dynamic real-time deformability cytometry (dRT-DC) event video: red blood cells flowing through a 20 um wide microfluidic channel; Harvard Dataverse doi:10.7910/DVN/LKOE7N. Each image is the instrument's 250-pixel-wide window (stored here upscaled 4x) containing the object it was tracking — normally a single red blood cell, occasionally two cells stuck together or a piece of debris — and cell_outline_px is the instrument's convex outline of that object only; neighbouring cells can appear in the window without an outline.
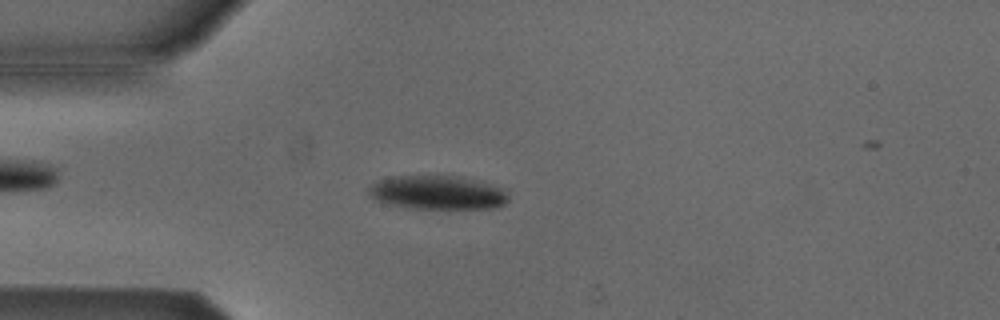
{"species": "Egyptian fruit bat (a non-hibernating species)", "species_latin": "Rousettus aegyptiacus", "temperature_condition": "cold", "stored_images_in_passage": 54, "camera_frame_rate_fps": 3000, "um_per_image_px": 0.085, "animal": {"sex": "male"}, "frame": {"image": 1, "passage_image": 14, "time_ms": 4.333, "image_size_px": [1000, 320], "cell_outline_px": [[508, 200], [504, 204], [496, 208], [408, 208], [376, 200], [368, 196], [368, 188], [372, 184], [380, 180], [392, 176], [460, 176], [484, 180], [508, 188]], "centroid_in_image_um": [37.29, 16.35], "position_along_channel_um": 47.7, "area_um2": 28.03}}
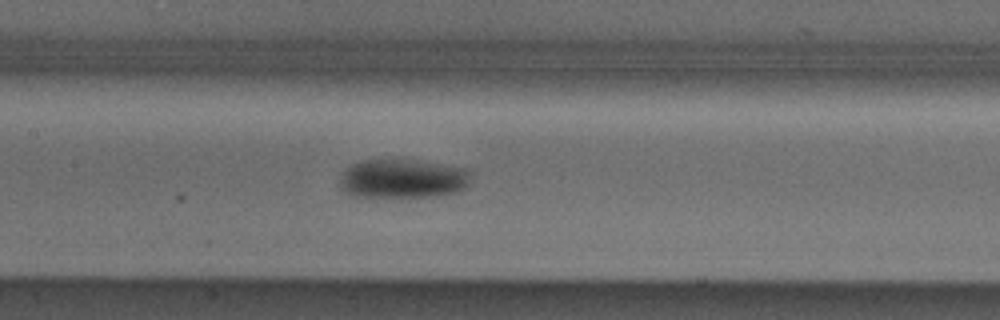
{"frame": {"image": 2, "passage_image": 25, "time_ms": 8.0, "image_size_px": [1000, 320], "cell_outline_px": [[472, 168], [468, 184], [464, 188], [456, 192], [432, 196], [348, 196], [340, 188], [340, 176], [352, 164], [364, 160], [408, 160]], "centroid_in_image_um": [34.24, 15.19], "position_along_channel_um": 173.2, "area_um2": 29.65}}
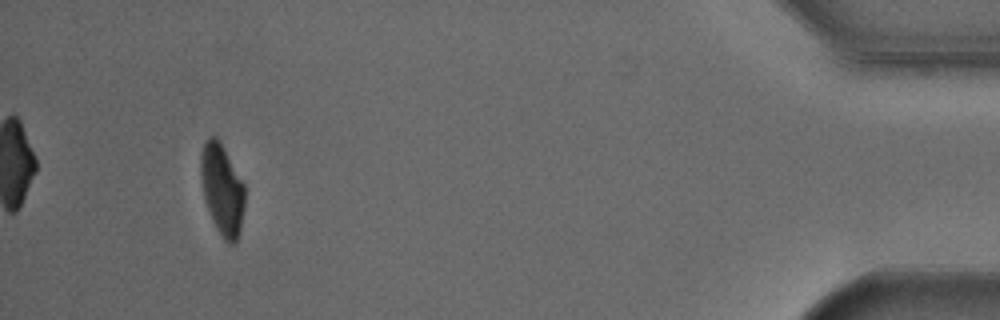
{"frame": {"image": 3, "passage_image": 50, "time_ms": 16.333, "image_size_px": [1000, 320], "cell_outline_px": [[244, 208], [240, 232], [236, 244], [228, 244], [224, 240], [216, 228], [212, 220], [204, 196], [200, 176], [200, 152], [208, 136], [216, 136], [220, 140], [244, 184]], "centroid_in_image_um": [18.88, 16.11], "position_along_channel_um": 416.3, "area_um2": 23.47}, "authors_computed_cell_mechanics": {"area_um2": 26.3279, "velocity_mm_per_s": 3.7994, "shape_relaxation_time_tau1_ms": 2.4577, "shape_relaxation_time_tau2_ms": null, "deformation_change_tau1": 0.1263, "deformation_change_tau2": null}}